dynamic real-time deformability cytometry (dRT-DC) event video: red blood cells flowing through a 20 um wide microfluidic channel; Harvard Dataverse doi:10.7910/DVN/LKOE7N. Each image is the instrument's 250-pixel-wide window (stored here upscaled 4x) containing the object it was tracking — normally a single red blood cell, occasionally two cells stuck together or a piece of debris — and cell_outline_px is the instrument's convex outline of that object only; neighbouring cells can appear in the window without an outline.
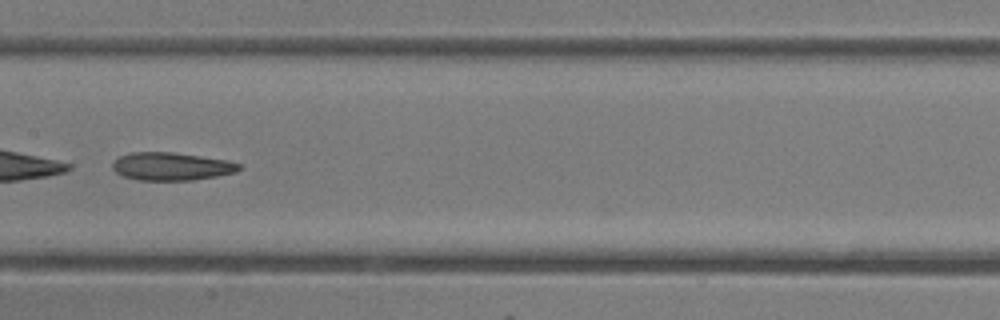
{"species": "common noctule bat (a hibernating species)", "species_latin": "Nyctalus noctula", "temperature_condition": "room temperature", "stored_images_in_passage": 35, "camera_frame_rate_fps": 3000, "um_per_image_px": 0.085, "animal": {"sex": "female"}, "frame": {"image": 1, "passage_image": 20, "time_ms": 6.333, "image_size_px": [1000, 320], "cell_outline_px": [[244, 168], [236, 172], [216, 176], [192, 180], [140, 180], [120, 176], [112, 168], [112, 164], [120, 156], [128, 152], [172, 152], [228, 160], [240, 164]], "centroid_in_image_um": [14.57, 14.14], "position_along_channel_um": 192.8, "area_um2": 20.69}}
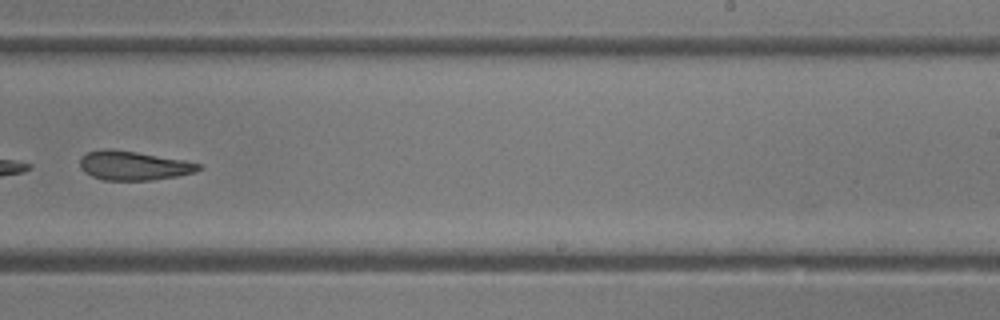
{"frame": {"image": 2, "passage_image": 25, "time_ms": 8.0, "image_size_px": [1000, 320], "cell_outline_px": [[200, 168], [196, 172], [176, 176], [152, 180], [104, 180], [92, 176], [84, 172], [80, 168], [80, 160], [88, 152], [104, 148], [108, 148], [136, 152], [184, 160], [200, 164]], "centroid_in_image_um": [11.33, 14.08], "position_along_channel_um": 277.7, "area_um2": 19.94}}